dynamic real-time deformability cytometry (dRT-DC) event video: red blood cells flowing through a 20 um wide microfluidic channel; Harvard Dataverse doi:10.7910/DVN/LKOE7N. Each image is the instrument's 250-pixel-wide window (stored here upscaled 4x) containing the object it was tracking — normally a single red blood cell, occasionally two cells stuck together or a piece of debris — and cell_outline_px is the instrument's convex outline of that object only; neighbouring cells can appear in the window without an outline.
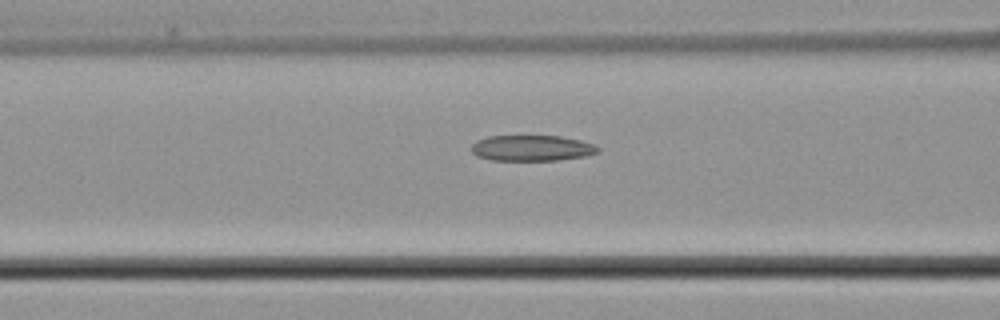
{"species": "common noctule bat (a hibernating species)", "species_latin": "Nyctalus noctula", "temperature_condition": "cold", "stored_images_in_passage": 19, "camera_frame_rate_fps": 3000, "um_per_image_px": 0.085, "animal": {"sex": "male", "body_mass_g": 21.5, "forearm_length_mm": 52.0}, "frame": {"image": 1, "passage_image": 14, "time_ms": 4.333, "image_size_px": [1000, 320], "cell_outline_px": [[600, 148], [596, 152], [588, 156], [556, 160], [492, 160], [476, 156], [472, 152], [472, 144], [476, 140], [488, 136], [560, 136], [580, 140], [596, 144]], "centroid_in_image_um": [45.21, 12.58], "position_along_channel_um": 121.4, "area_um2": 19.07}}